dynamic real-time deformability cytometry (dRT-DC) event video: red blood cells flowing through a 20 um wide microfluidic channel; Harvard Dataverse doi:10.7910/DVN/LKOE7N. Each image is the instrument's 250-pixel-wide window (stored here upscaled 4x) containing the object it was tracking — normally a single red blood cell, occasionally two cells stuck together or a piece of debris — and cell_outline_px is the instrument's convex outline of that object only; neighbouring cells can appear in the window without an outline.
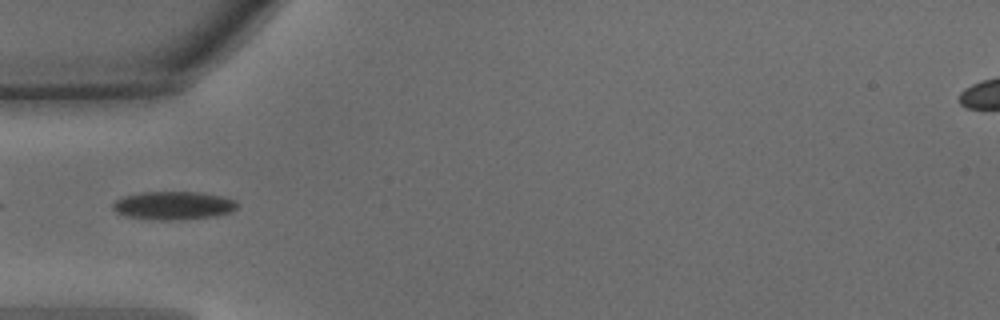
{"species": "common noctule bat (a hibernating species)", "species_latin": "Nyctalus noctula", "temperature_condition": "warm", "stored_images_in_passage": 4, "camera_frame_rate_fps": 3000, "um_per_image_px": 0.085, "animal": {"sex": "male", "body_mass_g": 15.6}, "frame": {"image": 1, "passage_image": 2, "time_ms": 0.333, "image_size_px": [1000, 320], "cell_outline_px": [[236, 208], [228, 212], [216, 216], [184, 220], [164, 220], [128, 216], [116, 212], [112, 208], [112, 204], [116, 200], [124, 196], [140, 192], [200, 192], [220, 196], [236, 200]], "centroid_in_image_um": [14.73, 17.46], "position_along_channel_um": 70.3, "area_um2": 20.35}}